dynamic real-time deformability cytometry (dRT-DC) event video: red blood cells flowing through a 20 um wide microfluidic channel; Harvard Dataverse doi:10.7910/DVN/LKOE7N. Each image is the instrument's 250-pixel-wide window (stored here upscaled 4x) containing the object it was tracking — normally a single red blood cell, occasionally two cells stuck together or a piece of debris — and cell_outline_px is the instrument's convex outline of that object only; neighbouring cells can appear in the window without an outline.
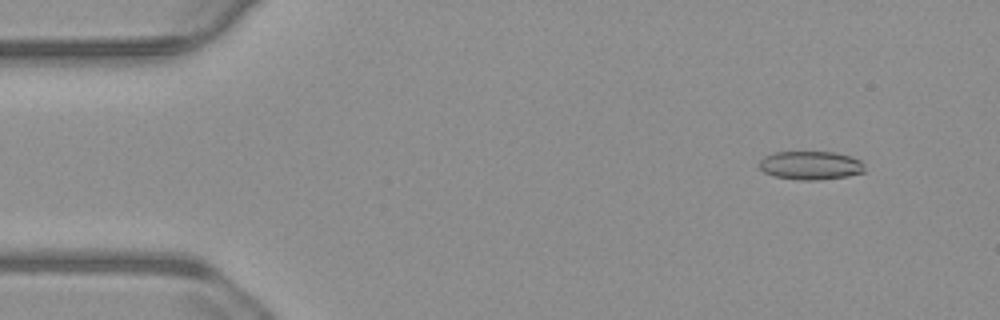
{"species": "common noctule bat (a hibernating species)", "species_latin": "Nyctalus noctula", "temperature_condition": "warm", "stored_images_in_passage": 55, "camera_frame_rate_fps": 3000, "um_per_image_px": 0.085, "animal": {"sex": "male", "body_mass_g": 23.1, "forearm_length_mm": 52.7}, "frame": {"image": 1, "passage_image": 5, "time_ms": 1.333, "image_size_px": [1000, 320], "cell_outline_px": [[864, 172], [848, 176], [820, 180], [796, 180], [772, 176], [764, 172], [756, 164], [764, 156], [772, 152], [836, 152], [852, 156], [860, 160], [864, 164]], "centroid_in_image_um": [68.87, 14.06], "position_along_channel_um": 16.1, "area_um2": 17.92}}
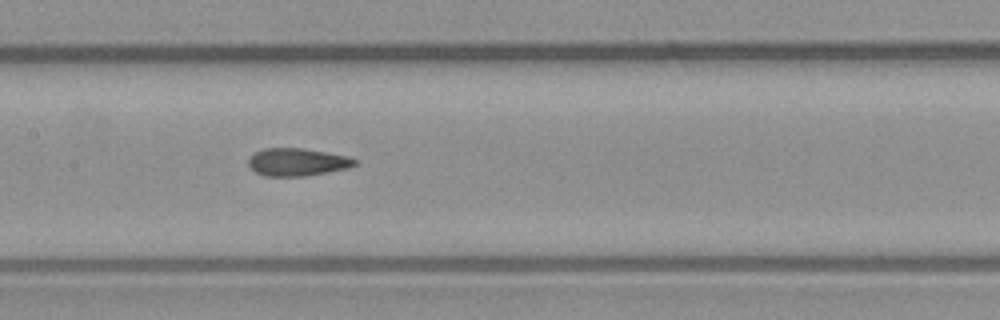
{"frame": {"image": 2, "passage_image": 26, "time_ms": 8.333, "image_size_px": [1000, 320], "cell_outline_px": [[360, 164], [348, 168], [304, 176], [264, 176], [256, 172], [248, 164], [248, 160], [256, 152], [264, 148], [304, 148], [348, 156], [360, 160]], "centroid_in_image_um": [25.33, 13.77], "position_along_channel_um": 182.1, "area_um2": 17.22}}
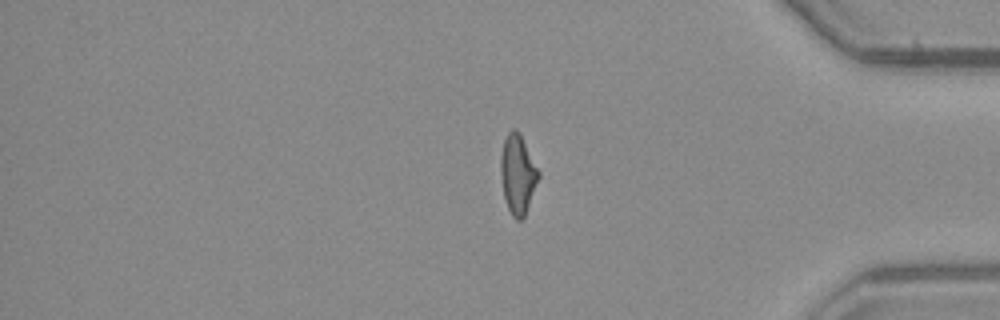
{"frame": {"image": 3, "passage_image": 45, "time_ms": 14.667, "image_size_px": [1000, 320], "cell_outline_px": [[540, 176], [524, 216], [520, 220], [516, 220], [512, 216], [508, 208], [504, 196], [500, 172], [500, 156], [504, 140], [508, 132], [512, 128], [516, 128], [520, 132], [540, 172]], "centroid_in_image_um": [44.0, 14.76], "position_along_channel_um": 391.2, "area_um2": 17.51}, "authors_computed_cell_mechanics": {"area_um2": 17.5712, "velocity_mm_per_s": 3.7438, "shape_relaxation_time_tau1_ms": 7.1643, "shape_relaxation_time_tau2_ms": 1.7843, "deformation_change_tau1": 0.1959, "deformation_change_tau2": 0.0957}}